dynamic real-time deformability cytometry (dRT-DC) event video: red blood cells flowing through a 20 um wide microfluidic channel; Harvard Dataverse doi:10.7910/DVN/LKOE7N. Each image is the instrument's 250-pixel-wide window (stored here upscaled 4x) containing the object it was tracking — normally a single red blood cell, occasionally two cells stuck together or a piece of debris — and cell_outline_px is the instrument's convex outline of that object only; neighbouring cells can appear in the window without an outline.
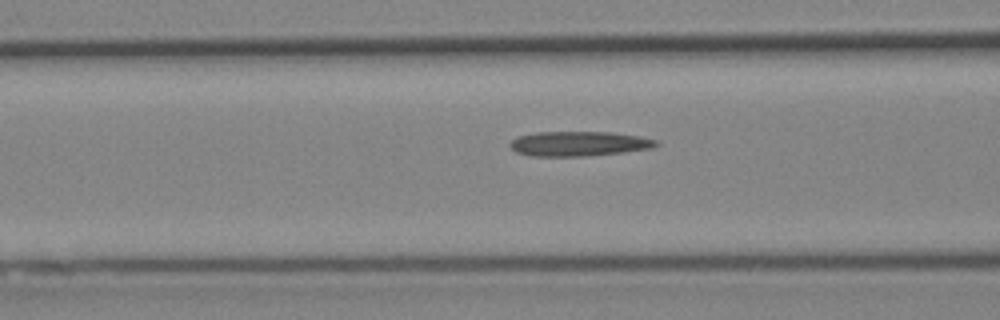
{"species": "Egyptian fruit bat (a non-hibernating species)", "species_latin": "Rousettus aegyptiacus", "temperature_condition": "cold", "stored_images_in_passage": 24, "camera_frame_rate_fps": 3000, "um_per_image_px": 0.085, "animal": {"sex": "female"}, "frame": {"image": 1, "passage_image": 4, "time_ms": 1.0, "image_size_px": [1000, 320], "cell_outline_px": [[660, 144], [652, 148], [624, 152], [588, 156], [528, 156], [516, 152], [508, 144], [516, 136], [536, 132], [612, 132], [640, 136], [656, 140]], "centroid_in_image_um": [49.19, 12.21], "position_along_channel_um": 117.4, "area_um2": 21.27}}
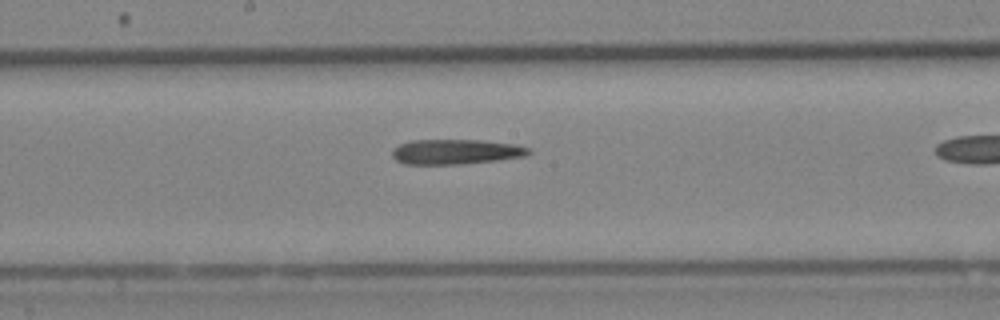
{"frame": {"image": 2, "passage_image": 11, "time_ms": 3.333, "image_size_px": [1000, 320], "cell_outline_px": [[532, 152], [524, 156], [496, 160], [464, 164], [404, 164], [396, 160], [392, 156], [392, 148], [400, 144], [412, 140], [480, 140], [512, 144], [528, 148]], "centroid_in_image_um": [38.69, 12.9], "position_along_channel_um": 209.5, "area_um2": 19.77}}
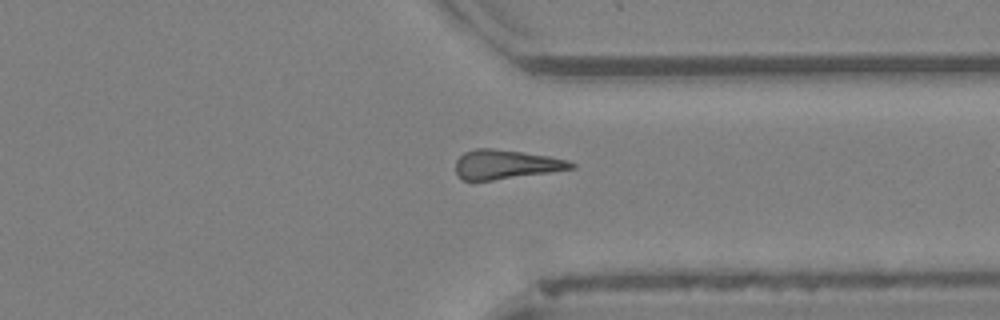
{"frame": {"image": 3, "passage_image": 23, "time_ms": 7.333, "image_size_px": [1000, 320], "cell_outline_px": [[576, 168], [492, 180], [460, 180], [456, 172], [456, 160], [464, 152], [476, 148], [492, 148], [548, 156], [568, 160], [576, 164]], "centroid_in_image_um": [42.97, 13.97], "position_along_channel_um": 368.4, "area_um2": 19.48}}